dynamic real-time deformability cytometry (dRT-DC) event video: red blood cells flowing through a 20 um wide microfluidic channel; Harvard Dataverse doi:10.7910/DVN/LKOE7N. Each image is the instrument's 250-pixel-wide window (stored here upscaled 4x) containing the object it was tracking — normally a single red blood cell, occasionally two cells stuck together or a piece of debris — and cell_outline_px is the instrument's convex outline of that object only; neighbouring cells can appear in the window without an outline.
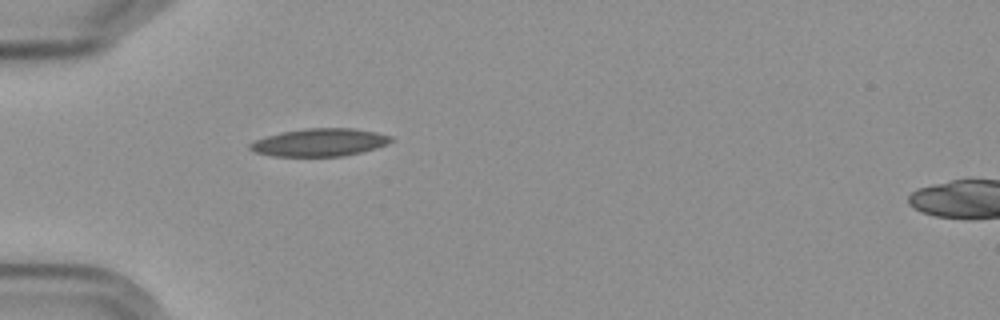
{"species": "Egyptian fruit bat (a non-hibernating species)", "species_latin": "Rousettus aegyptiacus", "temperature_condition": "cold", "stored_images_in_passage": 1, "camera_frame_rate_fps": 3000, "um_per_image_px": 0.085, "frame": {"image": 1, "passage_image": 1, "time_ms": 0.0, "image_size_px": [1000, 320], "cell_outline_px": [[392, 140], [388, 144], [376, 148], [344, 156], [276, 156], [256, 152], [248, 148], [248, 144], [256, 140], [280, 132], [304, 128], [356, 128], [376, 132], [392, 136]], "centroid_in_image_um": [27.19, 12.09], "position_along_channel_um": 57.8, "area_um2": 22.77}}